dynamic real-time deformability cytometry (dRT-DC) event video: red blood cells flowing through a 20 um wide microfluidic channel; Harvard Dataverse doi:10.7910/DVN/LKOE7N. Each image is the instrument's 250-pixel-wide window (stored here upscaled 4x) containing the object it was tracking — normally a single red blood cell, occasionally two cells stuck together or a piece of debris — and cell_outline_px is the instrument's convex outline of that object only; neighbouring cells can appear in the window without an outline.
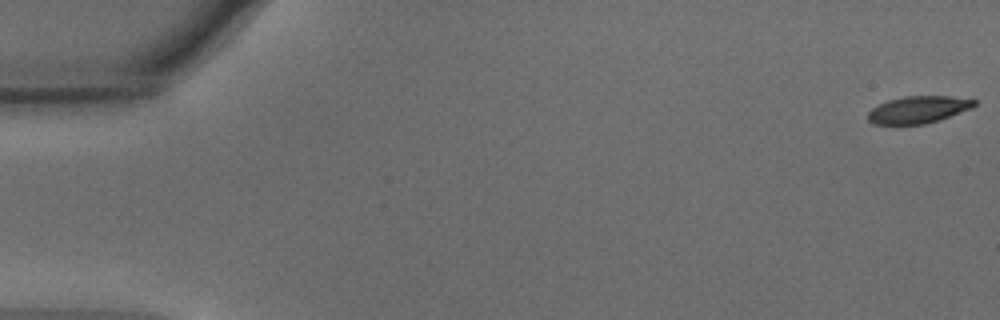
{"species": "common noctule bat (a hibernating species)", "species_latin": "Nyctalus noctula", "temperature_condition": "warm", "stored_images_in_passage": 55, "camera_frame_rate_fps": 3000, "um_per_image_px": 0.085, "animal": {"sex": "male", "body_mass_g": 15.6}, "frame": {"image": 1, "passage_image": 1, "time_ms": 0.0, "image_size_px": [1000, 320], "cell_outline_px": [[976, 104], [972, 108], [924, 124], [872, 124], [868, 120], [868, 112], [872, 108], [888, 100], [904, 96], [948, 96], [976, 100]], "centroid_in_image_um": [78.02, 9.31], "position_along_channel_um": 7.0, "area_um2": 16.53}}
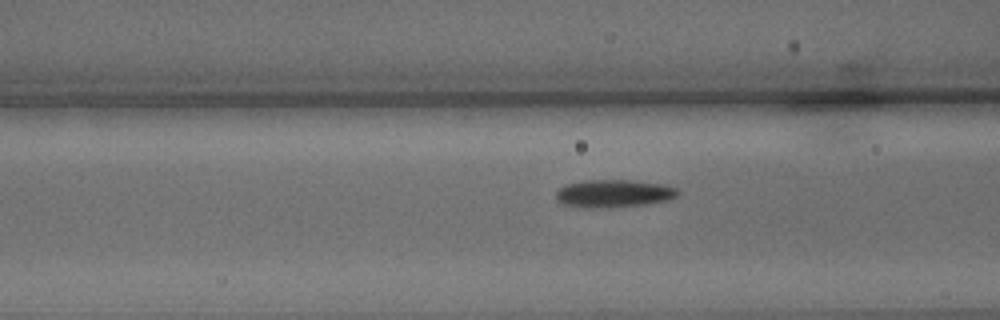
{"frame": {"image": 2, "passage_image": 22, "time_ms": 7.0, "image_size_px": [1000, 320], "cell_outline_px": [[680, 192], [676, 196], [668, 200], [644, 204], [612, 208], [584, 208], [564, 204], [556, 200], [556, 192], [560, 188], [568, 184], [584, 180], [632, 180], [660, 184], [676, 188]], "centroid_in_image_um": [52.15, 16.46], "position_along_channel_um": 114.5, "area_um2": 19.71}}
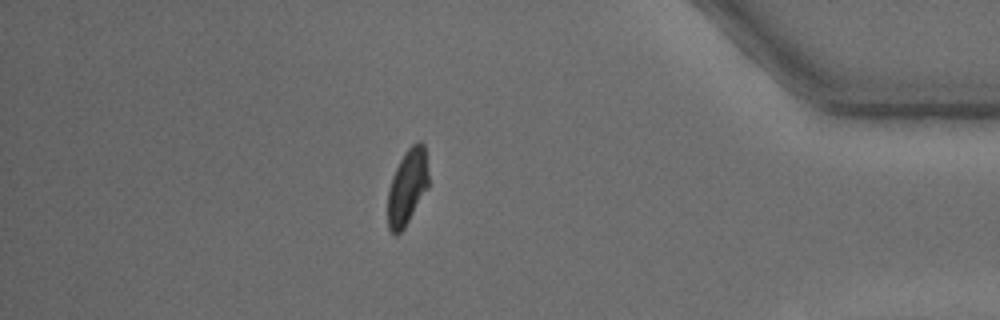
{"frame": {"image": 3, "passage_image": 48, "time_ms": 15.667, "image_size_px": [1000, 320], "cell_outline_px": [[428, 188], [404, 228], [396, 236], [388, 228], [388, 192], [392, 176], [404, 152], [412, 144], [420, 140], [424, 144], [428, 172]], "centroid_in_image_um": [34.62, 15.88], "position_along_channel_um": 400.6, "area_um2": 17.92}, "authors_computed_cell_mechanics": {"area_um2": 18.6694, "velocity_mm_per_s": 3.7187, "shape_relaxation_time_tau1_ms": 3.5338, "shape_relaxation_time_tau2_ms": 2.385, "deformation_change_tau1": 0.1455, "deformation_change_tau2": 0.0927}}